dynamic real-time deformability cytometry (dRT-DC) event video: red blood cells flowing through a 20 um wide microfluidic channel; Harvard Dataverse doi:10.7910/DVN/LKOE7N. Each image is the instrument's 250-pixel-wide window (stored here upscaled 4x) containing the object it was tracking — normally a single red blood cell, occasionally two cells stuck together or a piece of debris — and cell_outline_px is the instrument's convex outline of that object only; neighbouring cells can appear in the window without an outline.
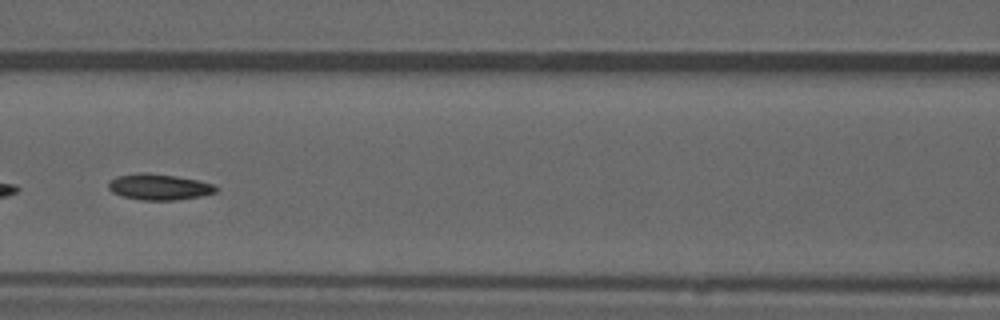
{"species": "common noctule bat (a hibernating species)", "species_latin": "Nyctalus noctula", "temperature_condition": "warm", "stored_images_in_passage": 54, "camera_frame_rate_fps": 3000, "um_per_image_px": 0.085, "animal": {"sex": "male", "forearm_length_mm": 52.5}, "frame": {"image": 1, "passage_image": 24, "time_ms": 7.667, "image_size_px": [1000, 320], "cell_outline_px": [[220, 188], [216, 192], [200, 196], [176, 200], [140, 200], [120, 196], [112, 192], [108, 188], [108, 180], [116, 176], [140, 172], [148, 172], [176, 176], [196, 180], [212, 184]], "centroid_in_image_um": [13.47, 15.88], "position_along_channel_um": 153.1, "area_um2": 16.47}, "authors_computed_cell_mechanics": {"area_um2": 16.184, "velocity_mm_per_s": 3.8943, "shape_relaxation_time_tau1_ms": null, "shape_relaxation_time_tau2_ms": 6.2192, "deformation_change_tau1": null, "deformation_change_tau2": 0.1219}}